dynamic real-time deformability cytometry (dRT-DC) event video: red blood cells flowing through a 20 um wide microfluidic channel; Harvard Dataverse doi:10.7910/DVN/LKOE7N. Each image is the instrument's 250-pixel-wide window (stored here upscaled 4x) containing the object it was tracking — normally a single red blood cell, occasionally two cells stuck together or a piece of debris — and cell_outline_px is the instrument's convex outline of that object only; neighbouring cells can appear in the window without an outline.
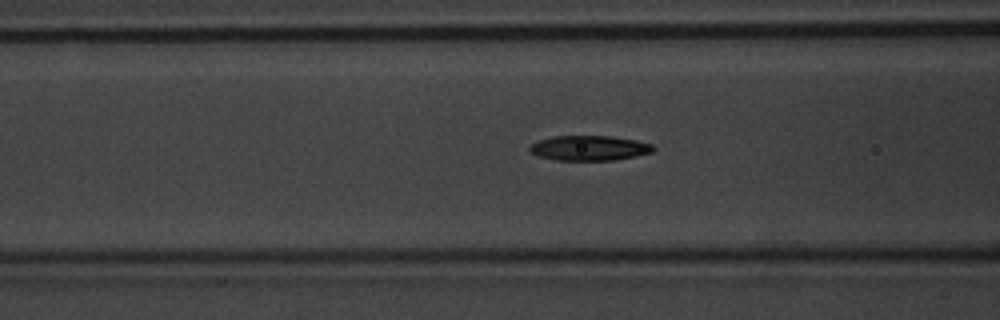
{"species": "common noctule bat (a hibernating species)", "species_latin": "Nyctalus noctula", "temperature_condition": "warm", "stored_images_in_passage": 38, "camera_frame_rate_fps": 3000, "um_per_image_px": 0.085, "animal": {"sex": "male", "body_mass_g": 20.1, "forearm_length_mm": 53.5}, "frame": {"image": 1, "passage_image": 11, "time_ms": 3.333, "image_size_px": [1000, 320], "cell_outline_px": [[656, 148], [652, 152], [636, 156], [616, 160], [556, 160], [540, 156], [528, 152], [528, 148], [532, 144], [540, 140], [552, 136], [612, 136], [636, 140], [652, 144]], "centroid_in_image_um": [50.11, 12.58], "position_along_channel_um": 116.5, "area_um2": 18.03}}
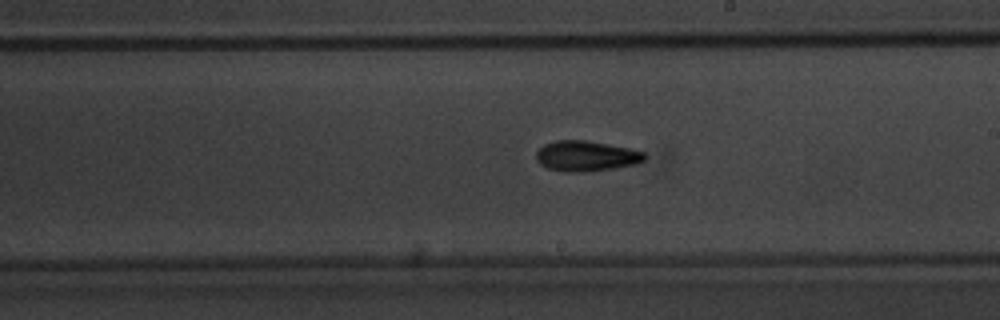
{"frame": {"image": 2, "passage_image": 21, "time_ms": 6.667, "image_size_px": [1000, 320], "cell_outline_px": [[648, 156], [644, 160], [636, 164], [616, 168], [584, 172], [564, 172], [548, 168], [540, 164], [536, 160], [536, 152], [544, 144], [556, 140], [584, 140], [632, 148], [644, 152]], "centroid_in_image_um": [49.85, 13.26], "position_along_channel_um": 239.2, "area_um2": 19.42}}
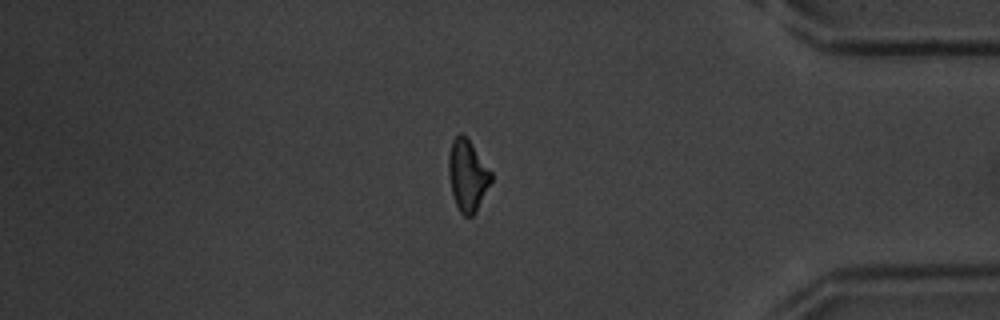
{"frame": {"image": 3, "passage_image": 36, "time_ms": 11.667, "image_size_px": [1000, 320], "cell_outline_px": [[492, 180], [476, 212], [472, 216], [464, 216], [460, 212], [456, 204], [452, 192], [448, 172], [448, 156], [452, 140], [460, 132], [472, 144], [492, 172]], "centroid_in_image_um": [39.74, 14.91], "position_along_channel_um": 395.5, "area_um2": 17.57}}